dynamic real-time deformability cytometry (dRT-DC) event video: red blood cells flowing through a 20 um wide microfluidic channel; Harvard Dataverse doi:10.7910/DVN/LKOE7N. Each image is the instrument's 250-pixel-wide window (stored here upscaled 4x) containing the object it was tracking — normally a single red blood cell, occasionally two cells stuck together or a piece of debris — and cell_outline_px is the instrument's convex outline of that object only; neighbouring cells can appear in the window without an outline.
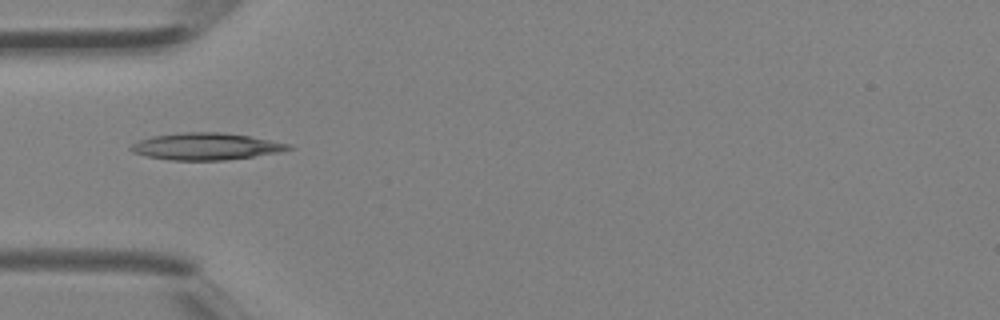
{"species": "Egyptian fruit bat (a non-hibernating species)", "species_latin": "Rousettus aegyptiacus", "temperature_condition": "room temperature", "stored_images_in_passage": 3, "camera_frame_rate_fps": 3000, "um_per_image_px": 0.085, "animal": {"sex": "female"}, "frame": {"image": 1, "passage_image": 3, "time_ms": 0.667, "image_size_px": [1000, 320], "cell_outline_px": [[296, 148], [280, 152], [224, 160], [168, 160], [148, 156], [132, 152], [128, 148], [132, 144], [140, 140], [152, 136], [184, 132], [220, 132], [248, 136], [272, 140], [292, 144]], "centroid_in_image_um": [17.54, 12.44], "position_along_channel_um": 67.5, "area_um2": 24.68}}